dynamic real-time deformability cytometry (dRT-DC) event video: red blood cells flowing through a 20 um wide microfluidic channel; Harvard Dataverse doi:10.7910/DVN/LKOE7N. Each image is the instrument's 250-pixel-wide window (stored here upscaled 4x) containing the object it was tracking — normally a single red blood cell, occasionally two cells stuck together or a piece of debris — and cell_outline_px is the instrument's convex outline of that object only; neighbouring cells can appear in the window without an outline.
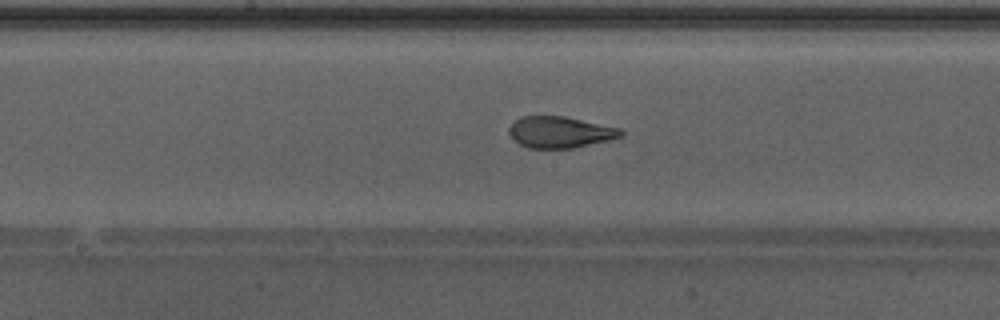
{"species": "Egyptian fruit bat (a non-hibernating species)", "species_latin": "Rousettus aegyptiacus", "temperature_condition": "warm", "stored_images_in_passage": 41, "camera_frame_rate_fps": 3000, "um_per_image_px": 0.085, "animal": {"sex": "male"}, "frame": {"image": 1, "passage_image": 18, "time_ms": 5.667, "image_size_px": [1000, 320], "cell_outline_px": [[624, 136], [608, 140], [572, 148], [528, 148], [520, 144], [508, 132], [508, 128], [520, 116], [564, 116], [620, 128], [624, 132]], "centroid_in_image_um": [47.61, 11.23], "position_along_channel_um": 200.6, "area_um2": 20.29}, "authors_computed_cell_mechanics": {"area_um2": 21.9062, "velocity_mm_per_s": 4.3125, "shape_relaxation_time_tau1_ms": 3.9567, "shape_relaxation_time_tau2_ms": 0.8297, "deformation_change_tau1": 0.188, "deformation_change_tau2": 0.0688}}